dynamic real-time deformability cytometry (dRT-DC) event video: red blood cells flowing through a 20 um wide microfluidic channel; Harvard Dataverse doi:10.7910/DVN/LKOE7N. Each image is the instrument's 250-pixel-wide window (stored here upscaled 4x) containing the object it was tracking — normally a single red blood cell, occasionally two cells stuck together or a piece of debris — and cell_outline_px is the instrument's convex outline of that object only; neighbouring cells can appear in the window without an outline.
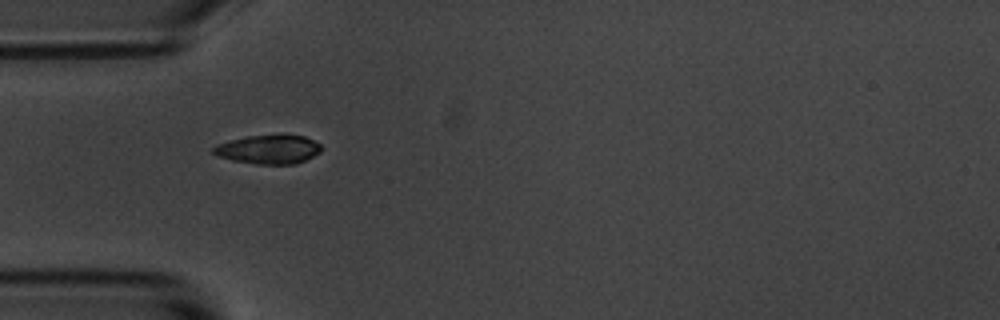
{"species": "common noctule bat (a hibernating species)", "species_latin": "Nyctalus noctula", "temperature_condition": "room temperature", "stored_images_in_passage": 7, "camera_frame_rate_fps": 3000, "um_per_image_px": 0.085, "animal": {"sex": "male", "body_mass_g": 20.1, "forearm_length_mm": 53.5}, "frame": {"image": 1, "passage_image": 1, "time_ms": 0.0, "image_size_px": [1000, 320], "cell_outline_px": [[320, 152], [296, 164], [256, 164], [232, 160], [220, 156], [212, 152], [212, 148], [216, 144], [248, 136], [304, 136], [320, 144]], "centroid_in_image_um": [22.8, 12.71], "position_along_channel_um": 62.2, "area_um2": 17.69}}
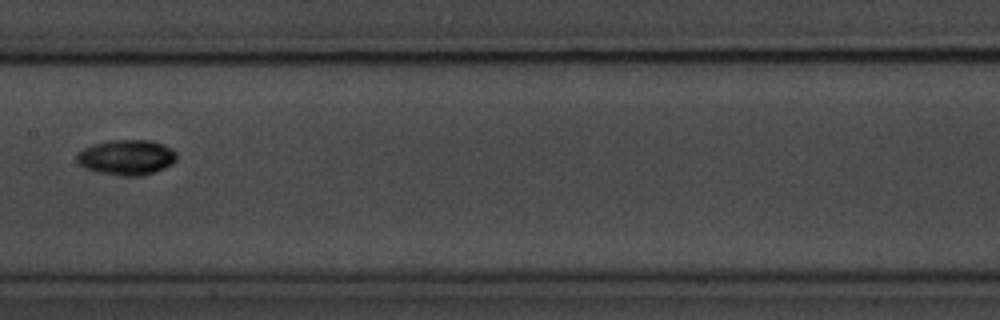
{"frame": {"image": 2, "passage_image": 4, "time_ms": 3.667, "image_size_px": [1000, 320], "cell_outline_px": [[176, 160], [172, 164], [164, 168], [140, 176], [124, 176], [100, 172], [84, 168], [76, 160], [76, 152], [92, 144], [108, 140], [148, 140], [172, 148], [176, 152]], "centroid_in_image_um": [10.73, 13.36], "position_along_channel_um": 196.7, "area_um2": 20.46}}
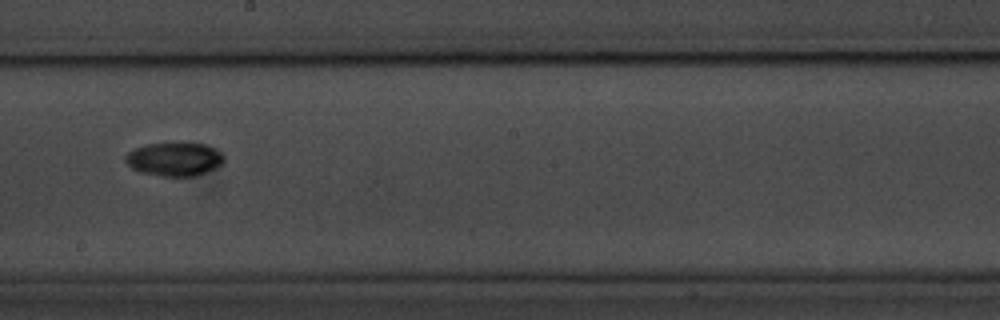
{"frame": {"image": 3, "passage_image": 5, "time_ms": 4.667, "image_size_px": [1000, 320], "cell_outline_px": [[224, 160], [220, 164], [196, 176], [164, 176], [140, 172], [132, 168], [124, 160], [124, 156], [128, 152], [136, 148], [148, 144], [208, 144], [216, 148], [224, 156]], "centroid_in_image_um": [14.81, 13.53], "position_along_channel_um": 233.4, "area_um2": 18.9}}